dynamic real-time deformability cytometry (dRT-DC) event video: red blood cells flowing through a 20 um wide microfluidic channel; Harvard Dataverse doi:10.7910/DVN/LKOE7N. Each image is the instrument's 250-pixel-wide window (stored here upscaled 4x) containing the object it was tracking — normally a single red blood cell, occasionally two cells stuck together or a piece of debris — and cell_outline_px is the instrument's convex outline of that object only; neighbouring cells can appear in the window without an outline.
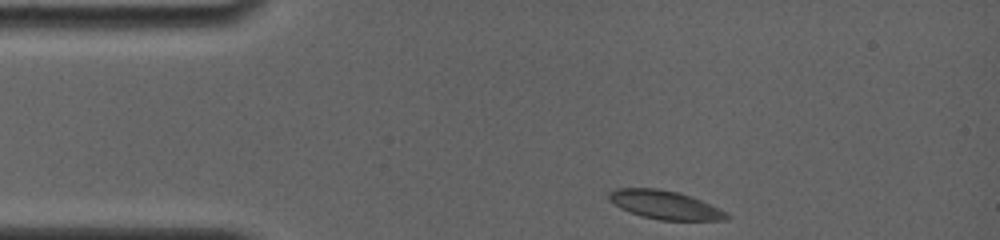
{"species": "common noctule bat (a hibernating species)", "species_latin": "Nyctalus noctula", "temperature_condition": "room temperature", "stored_images_in_passage": 7, "camera_frame_rate_fps": 4000, "um_per_image_px": 0.085, "animal": {"sex": "female", "body_mass_g": 19.0, "forearm_length_mm": 56.7}, "frame": {"image": 1, "passage_image": 1, "time_ms": 0.0, "image_size_px": [1000, 240], "cell_outline_px": [[732, 216], [728, 220], [660, 220], [640, 216], [620, 208], [608, 200], [608, 192], [616, 188], [656, 188], [680, 192], [720, 208], [728, 212]], "centroid_in_image_um": [56.53, 17.42], "position_along_channel_um": 28.5, "area_um2": 19.83}}
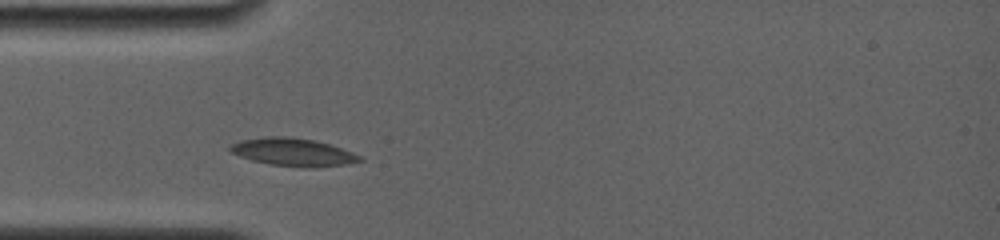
{"frame": {"image": 2, "passage_image": 4, "time_ms": 2.0, "image_size_px": [1000, 240], "cell_outline_px": [[364, 160], [348, 164], [308, 168], [268, 164], [252, 160], [240, 156], [232, 152], [228, 148], [232, 144], [240, 140], [268, 136], [288, 136], [312, 140], [328, 144], [352, 152], [360, 156]], "centroid_in_image_um": [24.9, 12.93], "position_along_channel_um": 60.1, "area_um2": 20.87}}
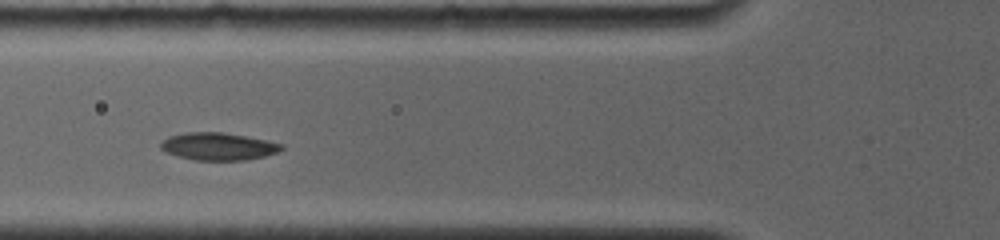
{"frame": {"image": 3, "passage_image": 6, "time_ms": 3.25, "image_size_px": [1000, 240], "cell_outline_px": [[284, 148], [276, 152], [264, 156], [248, 160], [196, 160], [176, 156], [164, 152], [160, 148], [160, 144], [168, 136], [184, 132], [224, 132], [284, 144]], "centroid_in_image_um": [18.51, 12.44], "position_along_channel_um": 107.3, "area_um2": 19.36}}